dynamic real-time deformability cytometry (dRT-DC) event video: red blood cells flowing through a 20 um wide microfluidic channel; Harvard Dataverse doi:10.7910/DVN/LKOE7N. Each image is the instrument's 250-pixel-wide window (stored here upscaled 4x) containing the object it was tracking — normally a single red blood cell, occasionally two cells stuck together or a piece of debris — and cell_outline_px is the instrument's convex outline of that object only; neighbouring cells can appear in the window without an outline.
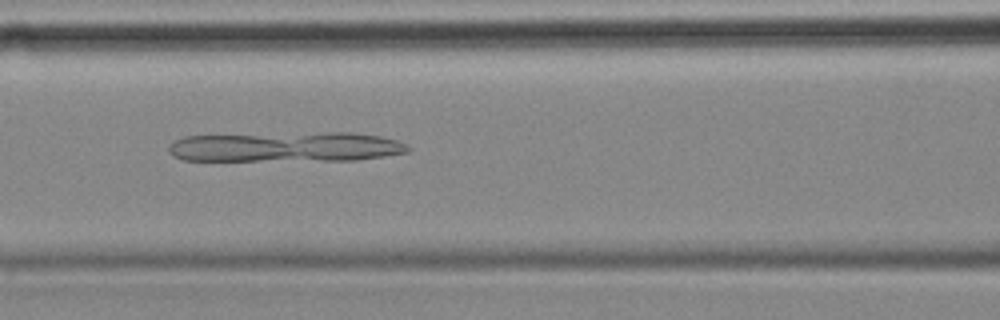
{"species": "common noctule bat (a hibernating species)", "species_latin": "Nyctalus noctula", "temperature_condition": "cold", "stored_images_in_passage": 55, "camera_frame_rate_fps": 3000, "um_per_image_px": 0.085, "animal": {"sex": "female", "body_mass_g": 18.4}, "frame": {"image": 1, "passage_image": 23, "time_ms": 7.333, "image_size_px": [1000, 320], "cell_outline_px": [[412, 148], [408, 152], [384, 156], [356, 160], [184, 160], [168, 152], [168, 148], [176, 140], [184, 136], [328, 132], [352, 132], [380, 136], [396, 140]], "centroid_in_image_um": [24.35, 12.48], "position_along_channel_um": 142.2, "area_um2": 41.56}}
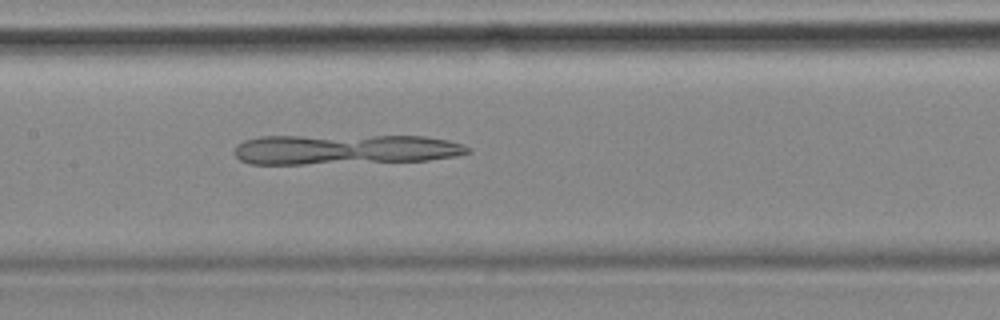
{"frame": {"image": 2, "passage_image": 26, "time_ms": 8.333, "image_size_px": [1000, 320], "cell_outline_px": [[472, 152], [456, 156], [428, 160], [304, 164], [248, 164], [240, 160], [236, 156], [236, 144], [244, 140], [260, 136], [424, 136], [448, 140], [472, 148]], "centroid_in_image_um": [29.31, 12.7], "position_along_channel_um": 178.1, "area_um2": 40.98}}
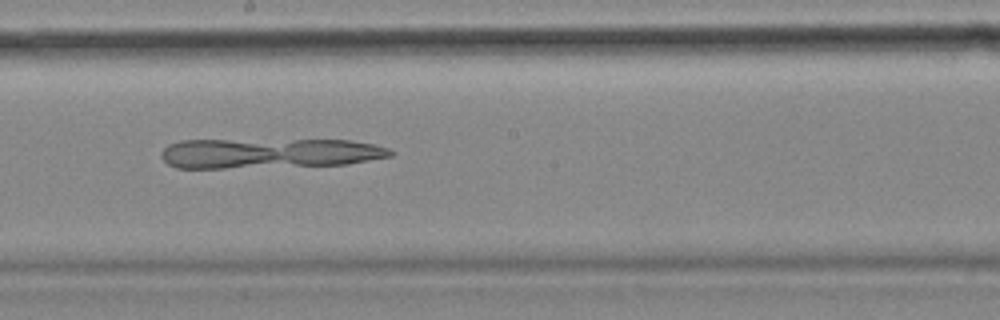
{"frame": {"image": 3, "passage_image": 30, "time_ms": 9.667, "image_size_px": [1000, 320], "cell_outline_px": [[396, 152], [392, 156], [348, 164], [224, 168], [176, 168], [168, 164], [164, 160], [160, 152], [168, 144], [184, 140], [352, 140], [372, 144], [388, 148]], "centroid_in_image_um": [22.88, 13.02], "position_along_channel_um": 225.3, "area_um2": 40.11}}